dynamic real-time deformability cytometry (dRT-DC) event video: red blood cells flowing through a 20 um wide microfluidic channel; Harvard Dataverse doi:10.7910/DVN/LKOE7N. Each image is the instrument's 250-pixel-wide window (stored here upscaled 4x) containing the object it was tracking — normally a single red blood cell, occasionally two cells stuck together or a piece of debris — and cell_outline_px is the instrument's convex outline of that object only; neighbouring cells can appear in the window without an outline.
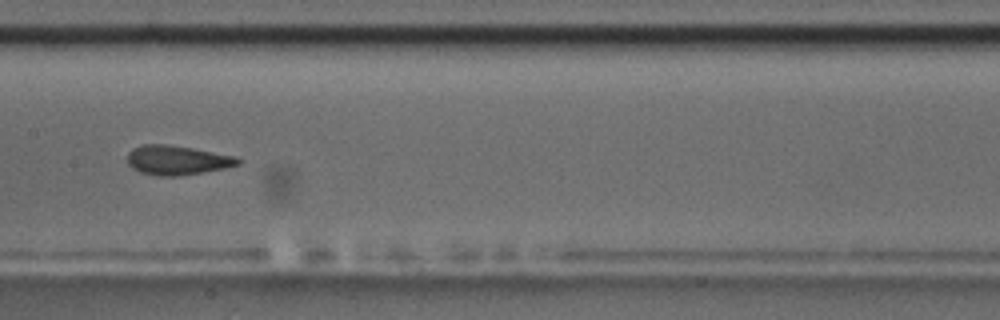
{"species": "common noctule bat (a hibernating species)", "species_latin": "Nyctalus noctula", "temperature_condition": "room temperature", "stored_images_in_passage": 6, "camera_frame_rate_fps": 3000, "um_per_image_px": 0.085, "animal": {"sex": "male", "body_mass_g": 17.5, "forearm_length_mm": 52.3}, "frame": {"image": 1, "passage_image": 5, "time_ms": 5.0, "image_size_px": [1000, 320], "cell_outline_px": [[240, 164], [224, 168], [176, 176], [156, 176], [140, 172], [132, 168], [128, 164], [128, 152], [132, 148], [144, 144], [164, 144], [192, 148], [236, 156], [240, 160]], "centroid_in_image_um": [15.02, 13.61], "position_along_channel_um": 192.4, "area_um2": 18.79}}